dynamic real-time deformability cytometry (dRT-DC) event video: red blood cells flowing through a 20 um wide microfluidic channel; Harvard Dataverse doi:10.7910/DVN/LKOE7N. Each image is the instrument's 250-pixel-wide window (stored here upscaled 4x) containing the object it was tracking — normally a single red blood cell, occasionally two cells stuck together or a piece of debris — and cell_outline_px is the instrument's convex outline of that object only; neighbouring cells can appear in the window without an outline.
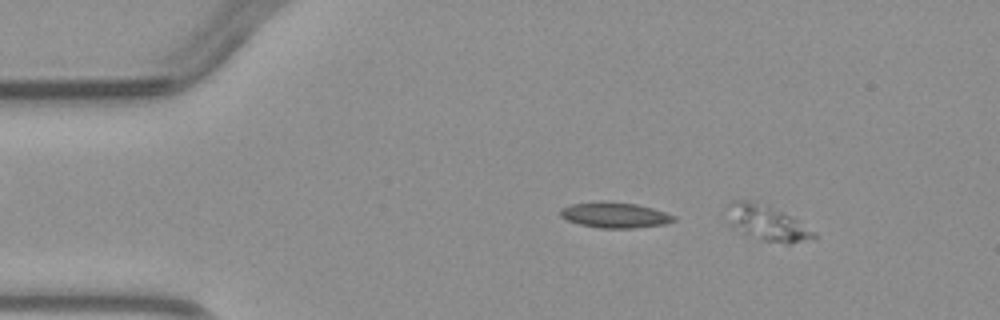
{"species": "common noctule bat (a hibernating species)", "species_latin": "Nyctalus noctula", "temperature_condition": "warm", "stored_images_in_passage": 5, "camera_frame_rate_fps": 3000, "um_per_image_px": 0.085, "animal": {"sex": "male", "body_mass_g": 23.1, "forearm_length_mm": 52.7}, "frame": {"image": 1, "passage_image": 1, "time_ms": 0.0, "image_size_px": [1000, 320], "cell_outline_px": [[820, 236], [788, 244], [784, 244], [764, 240], [732, 228], [728, 204], [732, 200], [748, 200], [780, 212], [796, 220], [816, 232]], "centroid_in_image_um": [65.22, 18.98], "position_along_channel_um": 19.8, "area_um2": 16.88}}
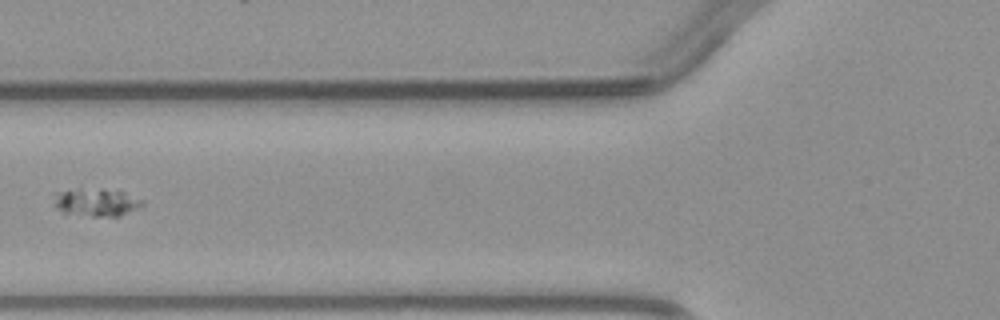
{"frame": {"image": 2, "passage_image": 4, "time_ms": 4.333, "image_size_px": [1000, 320], "cell_outline_px": [[144, 204], [120, 216], [92, 216], [64, 212], [56, 208], [52, 204], [52, 192], [80, 188], [104, 188], [124, 192], [144, 200]], "centroid_in_image_um": [8.11, 17.16], "position_along_channel_um": 117.7, "area_um2": 14.68}}
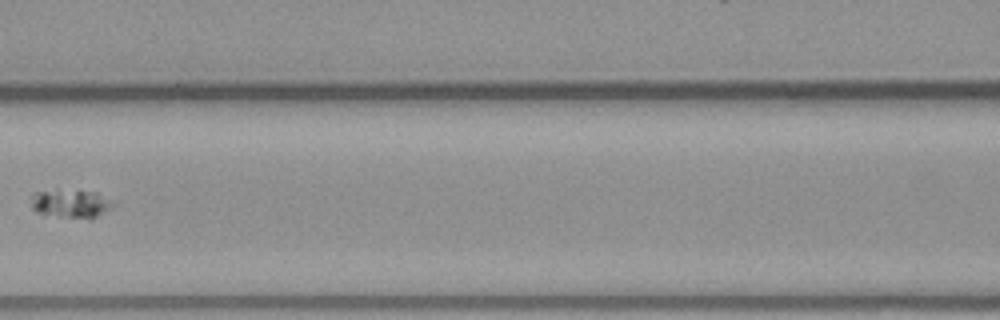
{"frame": {"image": 3, "passage_image": 5, "time_ms": 5.333, "image_size_px": [1000, 320], "cell_outline_px": [[112, 204], [108, 208], [92, 220], [36, 212], [32, 208], [32, 192], [96, 192]], "centroid_in_image_um": [5.97, 17.35], "position_along_channel_um": 160.6, "area_um2": 12.48}}